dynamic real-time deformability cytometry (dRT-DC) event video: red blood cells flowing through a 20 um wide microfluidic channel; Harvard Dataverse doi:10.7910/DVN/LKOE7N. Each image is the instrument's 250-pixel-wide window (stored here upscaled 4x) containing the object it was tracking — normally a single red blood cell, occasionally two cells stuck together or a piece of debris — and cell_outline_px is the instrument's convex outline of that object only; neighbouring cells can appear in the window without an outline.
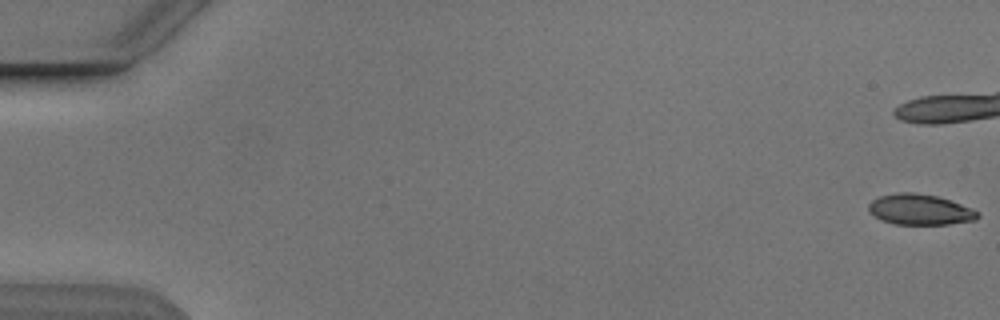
{"species": "Egyptian fruit bat (a non-hibernating species)", "species_latin": "Rousettus aegyptiacus", "temperature_condition": "cold", "stored_images_in_passage": 45, "camera_frame_rate_fps": 3000, "um_per_image_px": 0.085, "animal": {"sex": "male"}, "frame": {"image": 1, "passage_image": 1, "time_ms": 0.0, "image_size_px": [1000, 320], "cell_outline_px": [[980, 216], [976, 220], [948, 224], [896, 224], [884, 220], [868, 212], [868, 204], [872, 200], [880, 196], [896, 192], [912, 192], [936, 196], [972, 208], [980, 212]], "centroid_in_image_um": [78.2, 17.81], "position_along_channel_um": 6.8, "area_um2": 19.36}}